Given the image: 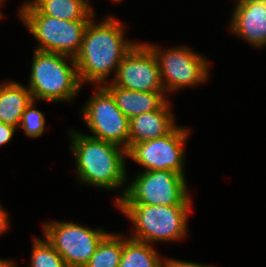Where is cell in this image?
<instances>
[{
    "label": "cell",
    "mask_w": 266,
    "mask_h": 267,
    "mask_svg": "<svg viewBox=\"0 0 266 267\" xmlns=\"http://www.w3.org/2000/svg\"><path fill=\"white\" fill-rule=\"evenodd\" d=\"M71 135L80 182L104 189H114L125 182V148L76 131Z\"/></svg>",
    "instance_id": "cell-2"
},
{
    "label": "cell",
    "mask_w": 266,
    "mask_h": 267,
    "mask_svg": "<svg viewBox=\"0 0 266 267\" xmlns=\"http://www.w3.org/2000/svg\"><path fill=\"white\" fill-rule=\"evenodd\" d=\"M15 130V127L0 121V146L7 144L12 139Z\"/></svg>",
    "instance_id": "cell-21"
},
{
    "label": "cell",
    "mask_w": 266,
    "mask_h": 267,
    "mask_svg": "<svg viewBox=\"0 0 266 267\" xmlns=\"http://www.w3.org/2000/svg\"><path fill=\"white\" fill-rule=\"evenodd\" d=\"M168 100L156 111L129 119V148L135 143L163 137L176 126Z\"/></svg>",
    "instance_id": "cell-13"
},
{
    "label": "cell",
    "mask_w": 266,
    "mask_h": 267,
    "mask_svg": "<svg viewBox=\"0 0 266 267\" xmlns=\"http://www.w3.org/2000/svg\"><path fill=\"white\" fill-rule=\"evenodd\" d=\"M20 18L40 43L36 50L75 58L90 20H61L43 15L32 3L23 4Z\"/></svg>",
    "instance_id": "cell-4"
},
{
    "label": "cell",
    "mask_w": 266,
    "mask_h": 267,
    "mask_svg": "<svg viewBox=\"0 0 266 267\" xmlns=\"http://www.w3.org/2000/svg\"><path fill=\"white\" fill-rule=\"evenodd\" d=\"M84 121L96 139L129 149V119L120 111L112 94L103 86L97 87L83 109Z\"/></svg>",
    "instance_id": "cell-8"
},
{
    "label": "cell",
    "mask_w": 266,
    "mask_h": 267,
    "mask_svg": "<svg viewBox=\"0 0 266 267\" xmlns=\"http://www.w3.org/2000/svg\"><path fill=\"white\" fill-rule=\"evenodd\" d=\"M7 213L0 206V234L3 233L8 228V219Z\"/></svg>",
    "instance_id": "cell-23"
},
{
    "label": "cell",
    "mask_w": 266,
    "mask_h": 267,
    "mask_svg": "<svg viewBox=\"0 0 266 267\" xmlns=\"http://www.w3.org/2000/svg\"><path fill=\"white\" fill-rule=\"evenodd\" d=\"M34 101L28 88L17 82L0 85V121L19 127L25 109Z\"/></svg>",
    "instance_id": "cell-15"
},
{
    "label": "cell",
    "mask_w": 266,
    "mask_h": 267,
    "mask_svg": "<svg viewBox=\"0 0 266 267\" xmlns=\"http://www.w3.org/2000/svg\"><path fill=\"white\" fill-rule=\"evenodd\" d=\"M32 4L43 15L61 20H91L94 16L90 4L82 0H35Z\"/></svg>",
    "instance_id": "cell-16"
},
{
    "label": "cell",
    "mask_w": 266,
    "mask_h": 267,
    "mask_svg": "<svg viewBox=\"0 0 266 267\" xmlns=\"http://www.w3.org/2000/svg\"><path fill=\"white\" fill-rule=\"evenodd\" d=\"M32 248L30 267H66L62 256L47 239H35Z\"/></svg>",
    "instance_id": "cell-19"
},
{
    "label": "cell",
    "mask_w": 266,
    "mask_h": 267,
    "mask_svg": "<svg viewBox=\"0 0 266 267\" xmlns=\"http://www.w3.org/2000/svg\"><path fill=\"white\" fill-rule=\"evenodd\" d=\"M33 107L34 101L23 112L19 126L23 128L26 135L35 138L45 130V117Z\"/></svg>",
    "instance_id": "cell-20"
},
{
    "label": "cell",
    "mask_w": 266,
    "mask_h": 267,
    "mask_svg": "<svg viewBox=\"0 0 266 267\" xmlns=\"http://www.w3.org/2000/svg\"><path fill=\"white\" fill-rule=\"evenodd\" d=\"M119 267H163V261L150 244L123 238V252Z\"/></svg>",
    "instance_id": "cell-17"
},
{
    "label": "cell",
    "mask_w": 266,
    "mask_h": 267,
    "mask_svg": "<svg viewBox=\"0 0 266 267\" xmlns=\"http://www.w3.org/2000/svg\"><path fill=\"white\" fill-rule=\"evenodd\" d=\"M103 86L112 94L116 105L128 119L156 111L167 101L164 92L133 91L115 84Z\"/></svg>",
    "instance_id": "cell-14"
},
{
    "label": "cell",
    "mask_w": 266,
    "mask_h": 267,
    "mask_svg": "<svg viewBox=\"0 0 266 267\" xmlns=\"http://www.w3.org/2000/svg\"><path fill=\"white\" fill-rule=\"evenodd\" d=\"M163 267H211V266H203L202 264H197L193 262L180 261L174 259H164Z\"/></svg>",
    "instance_id": "cell-22"
},
{
    "label": "cell",
    "mask_w": 266,
    "mask_h": 267,
    "mask_svg": "<svg viewBox=\"0 0 266 267\" xmlns=\"http://www.w3.org/2000/svg\"><path fill=\"white\" fill-rule=\"evenodd\" d=\"M231 31L257 47L266 46V2L237 3Z\"/></svg>",
    "instance_id": "cell-12"
},
{
    "label": "cell",
    "mask_w": 266,
    "mask_h": 267,
    "mask_svg": "<svg viewBox=\"0 0 266 267\" xmlns=\"http://www.w3.org/2000/svg\"><path fill=\"white\" fill-rule=\"evenodd\" d=\"M110 84L133 91L165 92L156 56L147 44L135 43L123 57Z\"/></svg>",
    "instance_id": "cell-11"
},
{
    "label": "cell",
    "mask_w": 266,
    "mask_h": 267,
    "mask_svg": "<svg viewBox=\"0 0 266 267\" xmlns=\"http://www.w3.org/2000/svg\"><path fill=\"white\" fill-rule=\"evenodd\" d=\"M83 2H85L87 5L89 4V3H87L88 2V0H82Z\"/></svg>",
    "instance_id": "cell-27"
},
{
    "label": "cell",
    "mask_w": 266,
    "mask_h": 267,
    "mask_svg": "<svg viewBox=\"0 0 266 267\" xmlns=\"http://www.w3.org/2000/svg\"><path fill=\"white\" fill-rule=\"evenodd\" d=\"M1 3L3 4V0H0V5H1ZM1 11H0V18H1Z\"/></svg>",
    "instance_id": "cell-26"
},
{
    "label": "cell",
    "mask_w": 266,
    "mask_h": 267,
    "mask_svg": "<svg viewBox=\"0 0 266 267\" xmlns=\"http://www.w3.org/2000/svg\"><path fill=\"white\" fill-rule=\"evenodd\" d=\"M0 267H15V265L10 260L7 261L0 259Z\"/></svg>",
    "instance_id": "cell-24"
},
{
    "label": "cell",
    "mask_w": 266,
    "mask_h": 267,
    "mask_svg": "<svg viewBox=\"0 0 266 267\" xmlns=\"http://www.w3.org/2000/svg\"><path fill=\"white\" fill-rule=\"evenodd\" d=\"M29 86L34 101L41 99L55 102L73 99L81 88L75 58L70 66L65 62L69 56L35 50Z\"/></svg>",
    "instance_id": "cell-3"
},
{
    "label": "cell",
    "mask_w": 266,
    "mask_h": 267,
    "mask_svg": "<svg viewBox=\"0 0 266 267\" xmlns=\"http://www.w3.org/2000/svg\"><path fill=\"white\" fill-rule=\"evenodd\" d=\"M185 180L174 171H143L115 203L122 212L131 204L191 205Z\"/></svg>",
    "instance_id": "cell-5"
},
{
    "label": "cell",
    "mask_w": 266,
    "mask_h": 267,
    "mask_svg": "<svg viewBox=\"0 0 266 267\" xmlns=\"http://www.w3.org/2000/svg\"><path fill=\"white\" fill-rule=\"evenodd\" d=\"M188 130L175 127L167 135L135 143L127 150V156L146 168L144 171L169 170L184 176V143Z\"/></svg>",
    "instance_id": "cell-9"
},
{
    "label": "cell",
    "mask_w": 266,
    "mask_h": 267,
    "mask_svg": "<svg viewBox=\"0 0 266 267\" xmlns=\"http://www.w3.org/2000/svg\"><path fill=\"white\" fill-rule=\"evenodd\" d=\"M124 26L111 16L94 24L93 18L87 24L82 45L75 57L78 78L81 85L85 82H105L112 70L122 62L125 54L135 45L125 41Z\"/></svg>",
    "instance_id": "cell-1"
},
{
    "label": "cell",
    "mask_w": 266,
    "mask_h": 267,
    "mask_svg": "<svg viewBox=\"0 0 266 267\" xmlns=\"http://www.w3.org/2000/svg\"><path fill=\"white\" fill-rule=\"evenodd\" d=\"M148 46L156 56L165 93L184 86H194L208 78L207 61L190 48L184 46L162 51L157 46Z\"/></svg>",
    "instance_id": "cell-10"
},
{
    "label": "cell",
    "mask_w": 266,
    "mask_h": 267,
    "mask_svg": "<svg viewBox=\"0 0 266 267\" xmlns=\"http://www.w3.org/2000/svg\"><path fill=\"white\" fill-rule=\"evenodd\" d=\"M44 234L66 267H84L108 233L100 228L92 230L76 223L53 221L44 224Z\"/></svg>",
    "instance_id": "cell-7"
},
{
    "label": "cell",
    "mask_w": 266,
    "mask_h": 267,
    "mask_svg": "<svg viewBox=\"0 0 266 267\" xmlns=\"http://www.w3.org/2000/svg\"><path fill=\"white\" fill-rule=\"evenodd\" d=\"M122 252V236L108 233L84 267H119Z\"/></svg>",
    "instance_id": "cell-18"
},
{
    "label": "cell",
    "mask_w": 266,
    "mask_h": 267,
    "mask_svg": "<svg viewBox=\"0 0 266 267\" xmlns=\"http://www.w3.org/2000/svg\"><path fill=\"white\" fill-rule=\"evenodd\" d=\"M266 0H238L237 3H264Z\"/></svg>",
    "instance_id": "cell-25"
},
{
    "label": "cell",
    "mask_w": 266,
    "mask_h": 267,
    "mask_svg": "<svg viewBox=\"0 0 266 267\" xmlns=\"http://www.w3.org/2000/svg\"><path fill=\"white\" fill-rule=\"evenodd\" d=\"M191 205L131 204L123 213L135 225L130 238L151 244L183 238Z\"/></svg>",
    "instance_id": "cell-6"
}]
</instances>
